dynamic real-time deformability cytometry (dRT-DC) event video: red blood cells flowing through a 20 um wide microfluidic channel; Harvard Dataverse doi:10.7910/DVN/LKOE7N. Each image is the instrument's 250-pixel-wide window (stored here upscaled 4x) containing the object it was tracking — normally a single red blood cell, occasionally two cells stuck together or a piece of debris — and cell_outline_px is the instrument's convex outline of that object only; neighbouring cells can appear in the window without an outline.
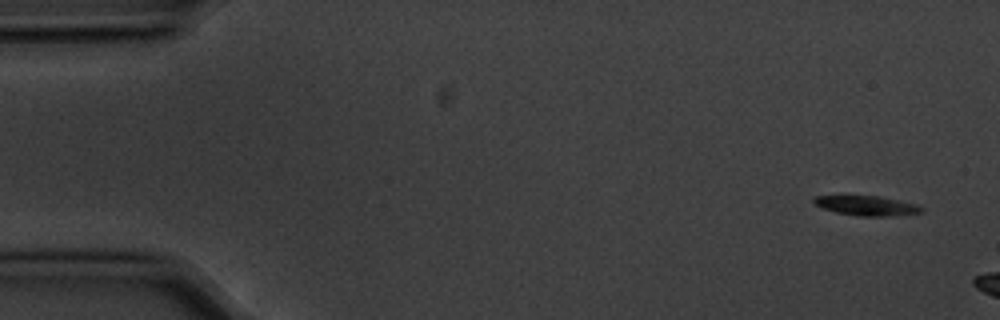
{"species": "common noctule bat (a hibernating species)", "species_latin": "Nyctalus noctula", "temperature_condition": "cold", "stored_images_in_passage": 6, "segment_of_instrument_passage": [2, 2], "camera_frame_rate_fps": 3000, "um_per_image_px": 0.085, "animal": {"sex": "male", "body_mass_g": 20.1, "forearm_length_mm": 53.5}, "frame": {"image": 1, "passage_image": 6, "time_ms": 1.667, "image_size_px": [1000, 320], "cell_outline_px": [[924, 212], [896, 216], [856, 216], [836, 212], [812, 204], [812, 200], [816, 196], [840, 192], [844, 192], [880, 196], [900, 200], [916, 204], [924, 208]], "centroid_in_image_um": [73.58, 17.42], "position_along_channel_um": 11.4, "area_um2": 13.47}}